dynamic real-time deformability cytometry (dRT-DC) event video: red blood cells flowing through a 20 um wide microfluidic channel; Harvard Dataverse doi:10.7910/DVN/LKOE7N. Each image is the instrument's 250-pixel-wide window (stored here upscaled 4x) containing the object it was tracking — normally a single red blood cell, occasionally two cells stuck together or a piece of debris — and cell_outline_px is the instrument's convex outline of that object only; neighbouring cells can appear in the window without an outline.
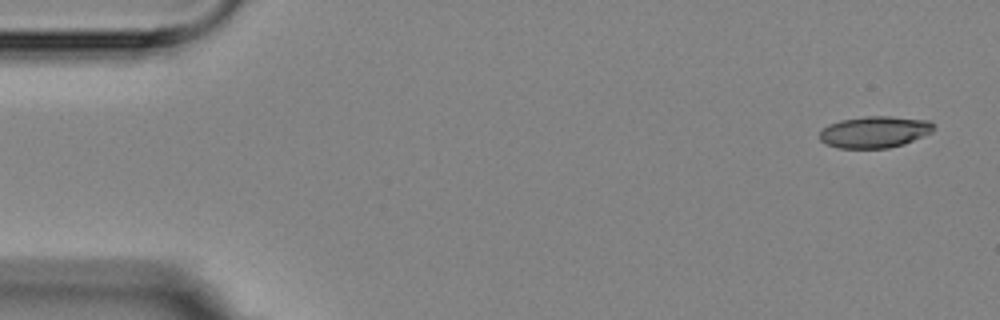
{"species": "Egyptian fruit bat (a non-hibernating species)", "species_latin": "Rousettus aegyptiacus", "temperature_condition": "room temperature", "stored_images_in_passage": 4, "camera_frame_rate_fps": 3000, "um_per_image_px": 0.085, "animal": {"sex": "female"}, "frame": {"image": 1, "passage_image": 1, "time_ms": 0.0, "image_size_px": [1000, 320], "cell_outline_px": [[936, 128], [932, 132], [904, 144], [888, 148], [840, 148], [824, 144], [820, 140], [820, 132], [828, 124], [840, 120], [864, 116], [892, 116], [928, 120]], "centroid_in_image_um": [74.34, 11.21], "position_along_channel_um": 10.7, "area_um2": 21.1}}